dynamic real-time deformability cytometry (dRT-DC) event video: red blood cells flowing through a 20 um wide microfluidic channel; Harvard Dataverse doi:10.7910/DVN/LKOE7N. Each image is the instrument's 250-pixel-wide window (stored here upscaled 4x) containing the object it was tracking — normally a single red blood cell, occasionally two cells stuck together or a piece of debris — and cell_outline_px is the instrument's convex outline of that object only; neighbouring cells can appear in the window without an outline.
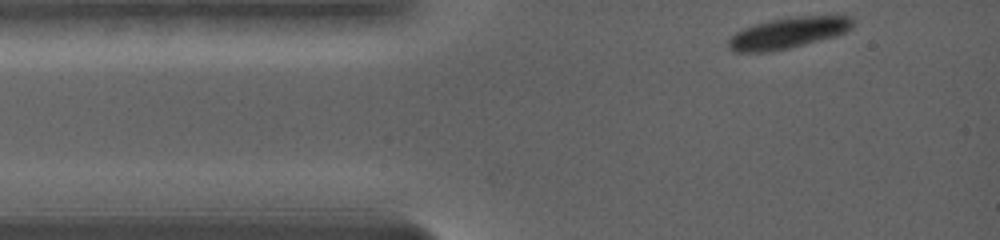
{"species": "common noctule bat (a hibernating species)", "species_latin": "Nyctalus noctula", "temperature_condition": "warm", "stored_images_in_passage": 18, "camera_frame_rate_fps": 5000, "um_per_image_px": 0.085, "animal": {"sex": "female", "body_mass_g": 19.0, "forearm_length_mm": 56.7}, "frame": {"image": 1, "passage_image": 1, "time_ms": 0.0, "image_size_px": [1000, 240], "cell_outline_px": [[856, 24], [852, 28], [836, 36], [788, 48], [760, 52], [736, 52], [728, 44], [728, 36], [744, 28], [768, 20], [792, 16], [852, 16]], "centroid_in_image_um": [67.02, 2.77], "position_along_channel_um": 18.0, "area_um2": 22.43}}
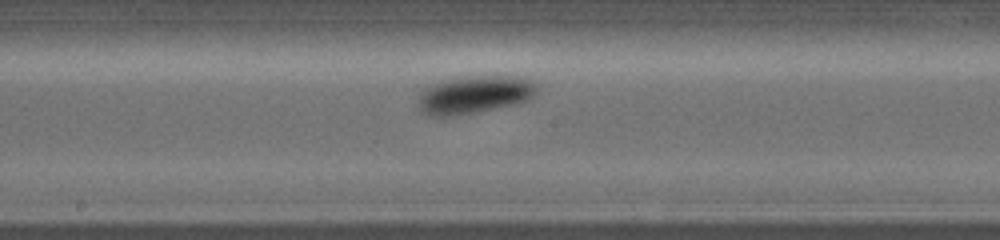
{"frame": {"image": 2, "passage_image": 10, "time_ms": 6.4, "image_size_px": [1000, 240], "cell_outline_px": [[536, 92], [528, 100], [516, 104], [452, 116], [432, 116], [424, 112], [420, 108], [420, 92], [436, 84], [452, 80], [492, 76], [500, 76], [528, 80], [536, 88]], "centroid_in_image_um": [40.33, 8.09], "position_along_channel_um": 207.9, "area_um2": 24.57}}
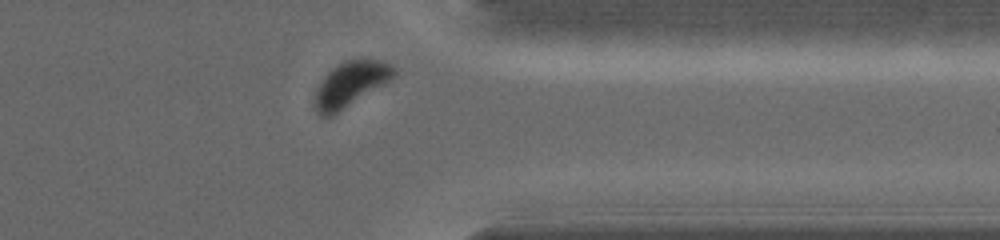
{"frame": {"image": 3, "passage_image": 17, "time_ms": 11.4, "image_size_px": [1000, 240], "cell_outline_px": [[396, 72], [384, 84], [332, 116], [320, 116], [316, 112], [312, 104], [316, 88], [328, 72], [340, 64], [348, 60], [376, 60], [388, 64], [396, 68]], "centroid_in_image_um": [29.72, 7.2], "position_along_channel_um": 381.7, "area_um2": 20.29}, "authors_computed_cell_mechanics": {"area_um2": 24.1026, "velocity_mm_per_s": 3.5596, "shape_relaxation_time_tau1_ms": 1.451, "shape_relaxation_time_tau2_ms": null, "deformation_change_tau1": 0.0824, "deformation_change_tau2": null}}